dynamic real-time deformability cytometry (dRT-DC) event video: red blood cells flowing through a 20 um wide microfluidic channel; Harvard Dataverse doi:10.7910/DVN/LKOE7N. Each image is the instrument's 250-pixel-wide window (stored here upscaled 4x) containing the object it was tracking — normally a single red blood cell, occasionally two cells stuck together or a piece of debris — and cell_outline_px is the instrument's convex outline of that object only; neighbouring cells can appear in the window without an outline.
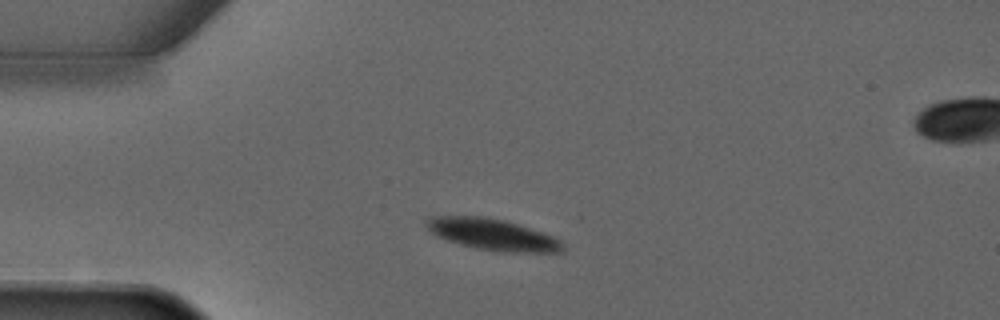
{"species": "common noctule bat (a hibernating species)", "species_latin": "Nyctalus noctula", "temperature_condition": "warm", "stored_images_in_passage": 3, "camera_frame_rate_fps": 3000, "um_per_image_px": 0.085, "animal": {"sex": "male", "forearm_length_mm": 52.5}, "frame": {"image": 1, "passage_image": 2, "time_ms": 1.333, "image_size_px": [1000, 320], "cell_outline_px": [[564, 252], [500, 252], [476, 248], [460, 244], [436, 236], [424, 224], [424, 220], [428, 216], [480, 216], [504, 220], [552, 236], [560, 240], [564, 244]], "centroid_in_image_um": [41.83, 19.93], "position_along_channel_um": 43.2, "area_um2": 24.8}}